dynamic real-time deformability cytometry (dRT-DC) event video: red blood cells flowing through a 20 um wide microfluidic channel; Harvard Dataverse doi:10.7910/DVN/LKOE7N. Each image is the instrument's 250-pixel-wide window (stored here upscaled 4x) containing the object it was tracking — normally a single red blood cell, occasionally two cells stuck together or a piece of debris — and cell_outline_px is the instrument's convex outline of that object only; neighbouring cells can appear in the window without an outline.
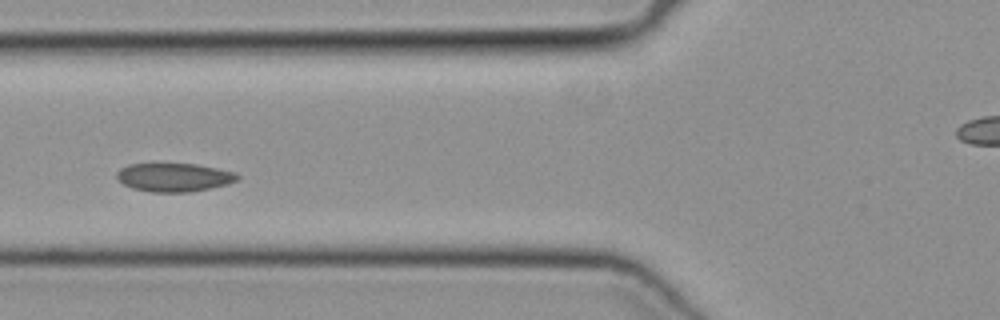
{"species": "common noctule bat (a hibernating species)", "species_latin": "Nyctalus noctula", "temperature_condition": "cold", "stored_images_in_passage": 45, "camera_frame_rate_fps": 3000, "um_per_image_px": 0.085, "animal": {"sex": "female", "body_mass_g": 19.3, "forearm_length_mm": 54.1}, "frame": {"image": 1, "passage_image": 14, "time_ms": 4.333, "image_size_px": [1000, 320], "cell_outline_px": [[240, 176], [236, 180], [228, 184], [192, 192], [152, 192], [132, 188], [124, 184], [116, 176], [116, 172], [120, 168], [128, 164], [196, 164], [236, 172]], "centroid_in_image_um": [14.8, 15.07], "position_along_channel_um": 111.0, "area_um2": 20.0}}
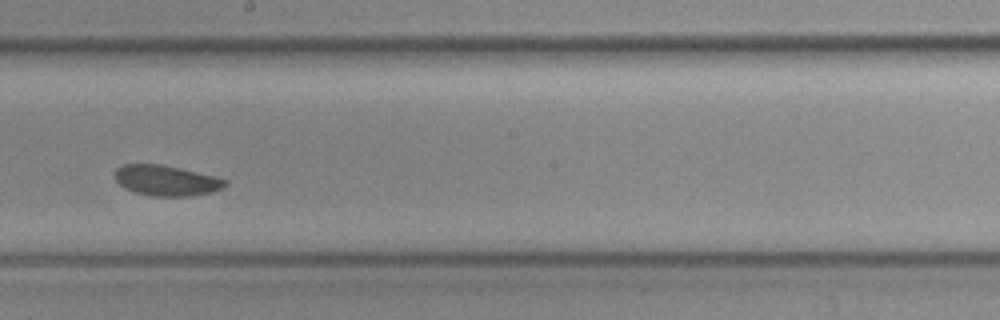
{"frame": {"image": 2, "passage_image": 23, "time_ms": 7.333, "image_size_px": [1000, 320], "cell_outline_px": [[228, 184], [224, 188], [212, 192], [192, 196], [152, 196], [136, 192], [124, 188], [116, 180], [116, 168], [124, 164], [160, 164], [216, 176], [228, 180]], "centroid_in_image_um": [14.19, 15.35], "position_along_channel_um": 234.0, "area_um2": 19.59}}
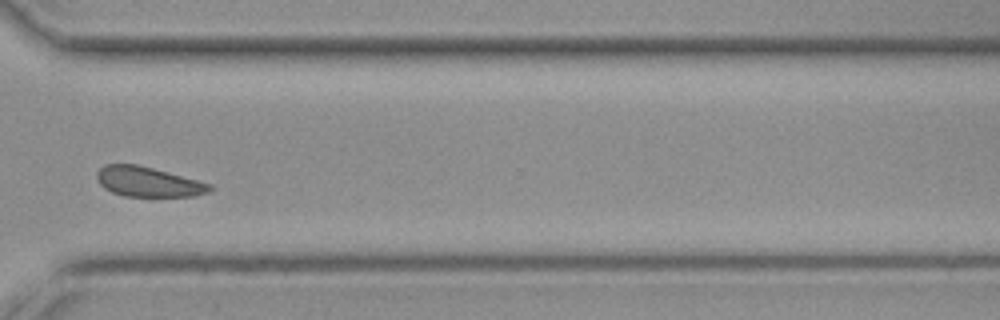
{"frame": {"image": 3, "passage_image": 32, "time_ms": 10.333, "image_size_px": [1000, 320], "cell_outline_px": [[212, 188], [208, 192], [196, 196], [124, 196], [112, 192], [104, 188], [96, 180], [96, 172], [104, 164], [136, 164], [152, 168], [212, 184]], "centroid_in_image_um": [12.55, 15.45], "position_along_channel_um": 358.0, "area_um2": 19.59}}